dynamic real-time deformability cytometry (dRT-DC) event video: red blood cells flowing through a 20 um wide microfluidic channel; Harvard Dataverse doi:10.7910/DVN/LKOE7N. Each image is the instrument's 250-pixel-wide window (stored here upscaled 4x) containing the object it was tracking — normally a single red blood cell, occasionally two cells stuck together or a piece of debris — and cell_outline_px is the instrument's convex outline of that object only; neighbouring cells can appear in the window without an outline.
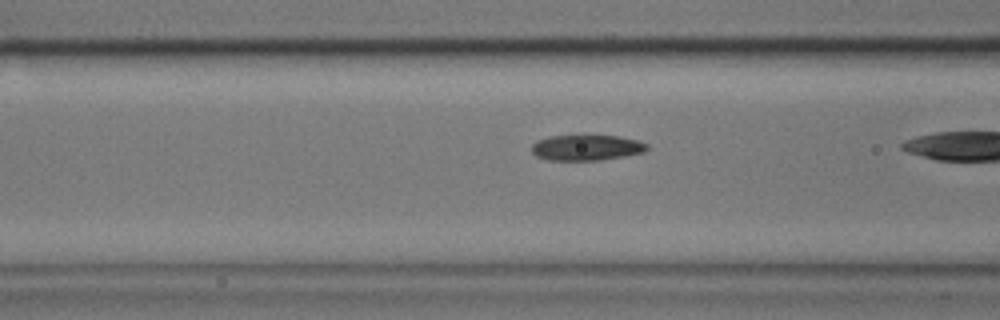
{"species": "common noctule bat (a hibernating species)", "species_latin": "Nyctalus noctula", "temperature_condition": "cold", "stored_images_in_passage": 18, "camera_frame_rate_fps": 3000, "um_per_image_px": 0.085, "animal": {"sex": "male", "body_mass_g": 17.9}, "frame": {"image": 1, "passage_image": 17, "time_ms": 5.333, "image_size_px": [1000, 320], "cell_outline_px": [[648, 148], [644, 152], [624, 156], [600, 160], [548, 160], [536, 156], [532, 152], [532, 144], [536, 140], [548, 136], [616, 136], [640, 140], [648, 144]], "centroid_in_image_um": [49.85, 12.55], "position_along_channel_um": 116.8, "area_um2": 17.22}}